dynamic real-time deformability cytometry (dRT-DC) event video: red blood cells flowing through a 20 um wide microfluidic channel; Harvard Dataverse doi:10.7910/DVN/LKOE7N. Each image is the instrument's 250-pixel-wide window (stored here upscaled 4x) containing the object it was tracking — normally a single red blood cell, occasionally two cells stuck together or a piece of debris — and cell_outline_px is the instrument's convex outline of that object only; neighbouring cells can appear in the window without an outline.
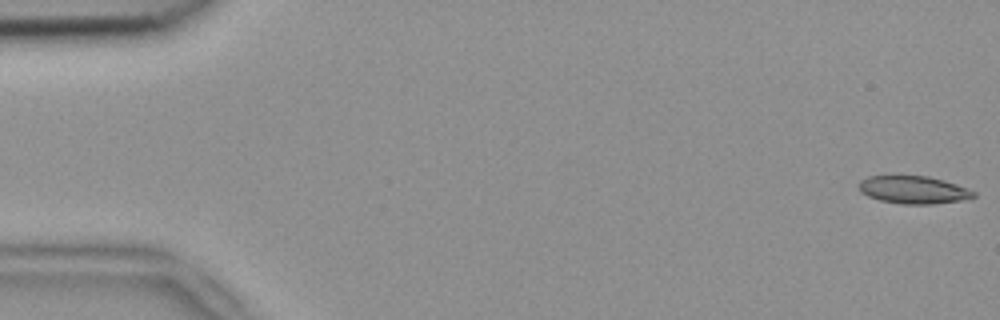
{"species": "common noctule bat (a hibernating species)", "species_latin": "Nyctalus noctula", "temperature_condition": "room temperature", "stored_images_in_passage": 5, "camera_frame_rate_fps": 3000, "um_per_image_px": 0.085, "animal": {"sex": "female", "body_mass_g": 18.4}, "frame": {"image": 1, "passage_image": 1, "time_ms": 0.0, "image_size_px": [1000, 320], "cell_outline_px": [[976, 196], [960, 200], [932, 204], [904, 204], [880, 200], [868, 196], [860, 192], [860, 180], [868, 176], [928, 176], [944, 180], [976, 192]], "centroid_in_image_um": [77.63, 16.13], "position_along_channel_um": 7.4, "area_um2": 18.26}}
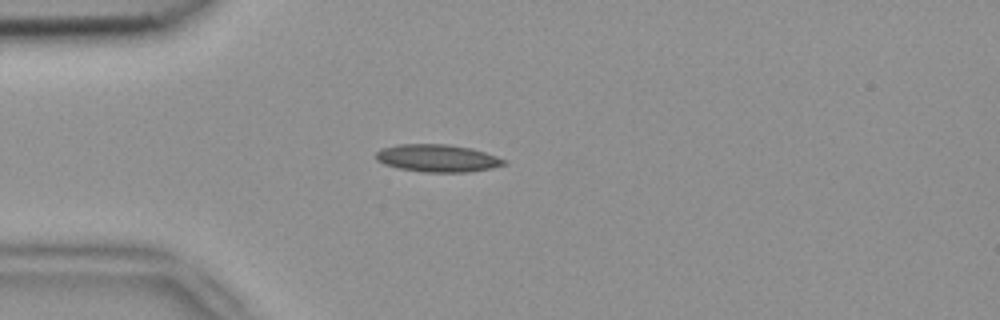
{"frame": {"image": 2, "passage_image": 5, "time_ms": 1.333, "image_size_px": [1000, 320], "cell_outline_px": [[508, 164], [492, 168], [468, 172], [424, 172], [400, 168], [384, 164], [376, 160], [376, 152], [380, 148], [400, 144], [448, 144], [472, 148], [508, 160]], "centroid_in_image_um": [37.21, 13.44], "position_along_channel_um": 47.8, "area_um2": 20.63}}